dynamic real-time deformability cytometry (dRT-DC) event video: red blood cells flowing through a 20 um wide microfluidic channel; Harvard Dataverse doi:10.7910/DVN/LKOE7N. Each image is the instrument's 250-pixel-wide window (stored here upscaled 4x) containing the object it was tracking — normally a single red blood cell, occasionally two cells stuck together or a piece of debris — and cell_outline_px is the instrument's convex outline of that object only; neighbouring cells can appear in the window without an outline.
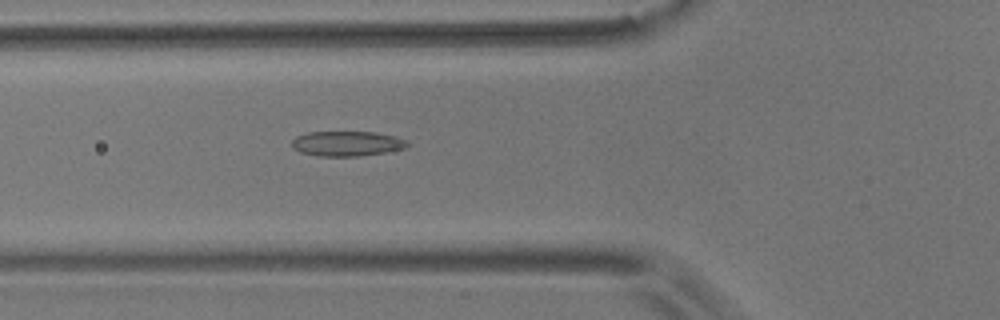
{"species": "common noctule bat (a hibernating species)", "species_latin": "Nyctalus noctula", "temperature_condition": "room temperature", "stored_images_in_passage": 16, "camera_frame_rate_fps": 3000, "um_per_image_px": 0.085, "animal": {"sex": "male", "body_mass_g": 17.9}, "frame": {"image": 1, "passage_image": 3, "time_ms": 0.667, "image_size_px": [1000, 320], "cell_outline_px": [[412, 144], [404, 148], [384, 152], [360, 156], [316, 156], [300, 152], [292, 148], [292, 140], [296, 136], [308, 132], [376, 132], [396, 136], [408, 140]], "centroid_in_image_um": [29.51, 12.2], "position_along_channel_um": 96.3, "area_um2": 16.99}}
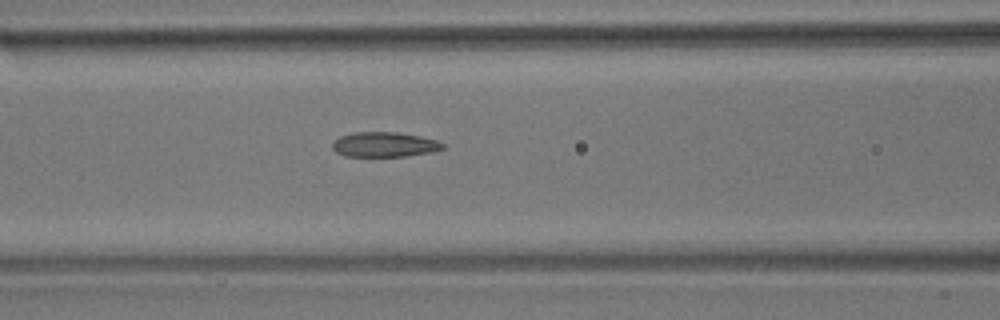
{"frame": {"image": 2, "passage_image": 6, "time_ms": 1.667, "image_size_px": [1000, 320], "cell_outline_px": [[444, 148], [432, 152], [408, 156], [344, 156], [336, 152], [332, 148], [332, 144], [340, 136], [356, 132], [396, 132], [420, 136], [436, 140], [444, 144]], "centroid_in_image_um": [32.68, 12.29], "position_along_channel_um": 133.9, "area_um2": 15.95}}
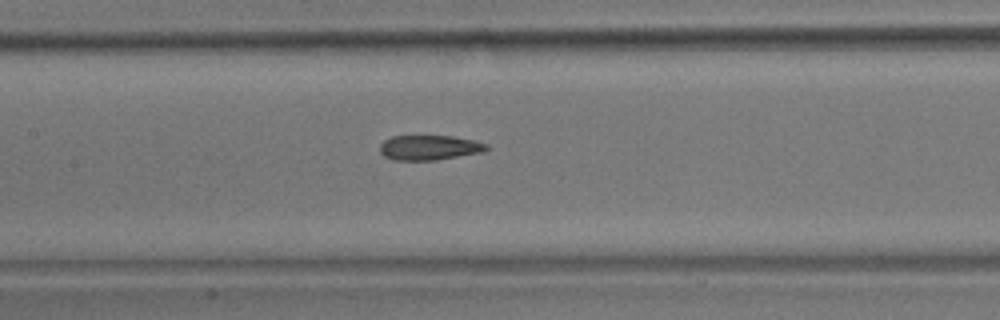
{"frame": {"image": 3, "passage_image": 9, "time_ms": 2.667, "image_size_px": [1000, 320], "cell_outline_px": [[488, 148], [484, 152], [436, 160], [396, 160], [384, 156], [380, 152], [380, 144], [384, 140], [392, 136], [452, 136], [472, 140], [488, 144]], "centroid_in_image_um": [36.49, 12.55], "position_along_channel_um": 170.9, "area_um2": 15.43}}